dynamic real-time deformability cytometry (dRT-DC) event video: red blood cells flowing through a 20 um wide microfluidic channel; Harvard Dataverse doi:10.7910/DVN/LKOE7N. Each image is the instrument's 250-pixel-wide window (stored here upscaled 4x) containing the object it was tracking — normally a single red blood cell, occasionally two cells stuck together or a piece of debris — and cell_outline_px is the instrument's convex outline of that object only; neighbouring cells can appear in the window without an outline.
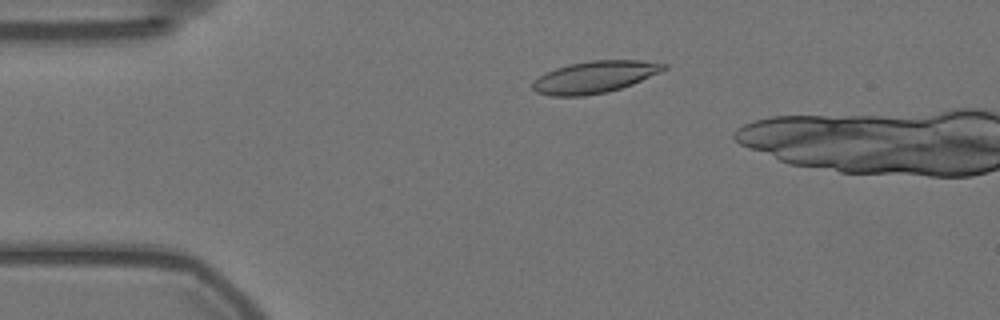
{"species": "Egyptian fruit bat (a non-hibernating species)", "species_latin": "Rousettus aegyptiacus", "temperature_condition": "warm", "stored_images_in_passage": 14, "camera_frame_rate_fps": 3000, "um_per_image_px": 0.085, "animal": {"sex": "female"}, "frame": {"image": 1, "passage_image": 12, "time_ms": 3.667, "image_size_px": [1000, 320], "cell_outline_px": [[668, 68], [660, 72], [632, 84], [608, 92], [584, 96], [552, 96], [536, 92], [532, 88], [532, 80], [544, 72], [568, 64], [588, 60], [640, 60], [668, 64]], "centroid_in_image_um": [50.51, 6.54], "position_along_channel_um": 34.5, "area_um2": 24.62}}